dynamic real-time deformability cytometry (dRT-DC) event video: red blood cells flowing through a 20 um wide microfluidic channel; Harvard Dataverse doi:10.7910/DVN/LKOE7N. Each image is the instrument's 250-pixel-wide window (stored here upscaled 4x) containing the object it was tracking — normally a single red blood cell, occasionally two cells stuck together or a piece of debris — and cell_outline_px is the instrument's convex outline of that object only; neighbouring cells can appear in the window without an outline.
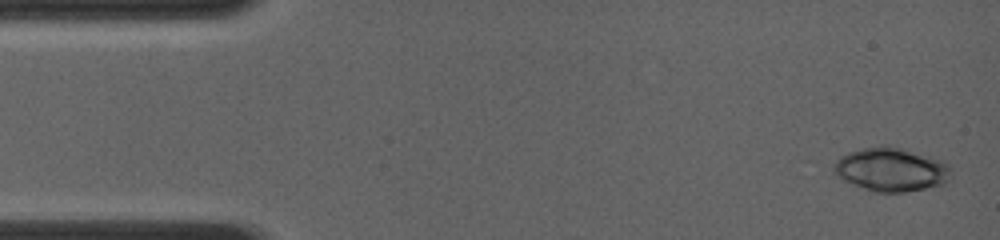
{"species": "common noctule bat (a hibernating species)", "species_latin": "Nyctalus noctula", "temperature_condition": "room temperature", "stored_images_in_passage": 7, "camera_frame_rate_fps": 4000, "um_per_image_px": 0.085, "animal": {"sex": "female", "body_mass_g": 19.0, "forearm_length_mm": 56.7}, "frame": {"image": 1, "passage_image": 1, "time_ms": 0.0, "image_size_px": [1000, 240], "cell_outline_px": [[952, 172], [948, 180], [944, 184], [904, 192], [876, 192], [852, 184], [836, 176], [832, 172], [832, 164], [840, 156], [848, 152], [880, 144], [888, 144], [932, 156], [944, 160], [948, 164]], "centroid_in_image_um": [75.74, 14.38], "position_along_channel_um": 9.3, "area_um2": 30.35}}
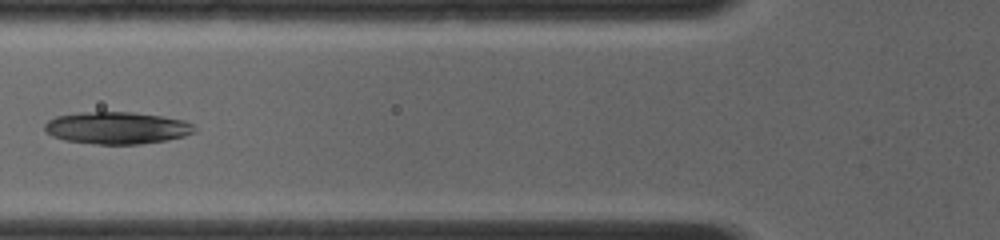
{"frame": {"image": 2, "passage_image": 6, "time_ms": 5.0, "image_size_px": [1000, 240], "cell_outline_px": [[196, 132], [184, 136], [164, 140], [140, 144], [96, 144], [64, 140], [52, 136], [44, 128], [44, 124], [48, 120], [56, 116], [80, 112], [132, 112], [160, 116], [184, 120], [192, 124], [196, 128]], "centroid_in_image_um": [9.93, 10.87], "position_along_channel_um": 115.9, "area_um2": 27.98}}
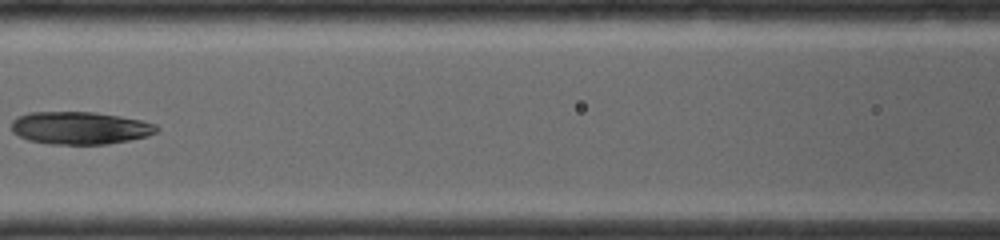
{"frame": {"image": 3, "passage_image": 7, "time_ms": 6.0, "image_size_px": [1000, 240], "cell_outline_px": [[160, 128], [156, 132], [148, 136], [108, 144], [52, 144], [28, 140], [12, 132], [12, 120], [16, 116], [28, 112], [96, 112], [120, 116], [140, 120], [156, 124]], "centroid_in_image_um": [6.79, 10.87], "position_along_channel_um": 159.8, "area_um2": 27.69}}